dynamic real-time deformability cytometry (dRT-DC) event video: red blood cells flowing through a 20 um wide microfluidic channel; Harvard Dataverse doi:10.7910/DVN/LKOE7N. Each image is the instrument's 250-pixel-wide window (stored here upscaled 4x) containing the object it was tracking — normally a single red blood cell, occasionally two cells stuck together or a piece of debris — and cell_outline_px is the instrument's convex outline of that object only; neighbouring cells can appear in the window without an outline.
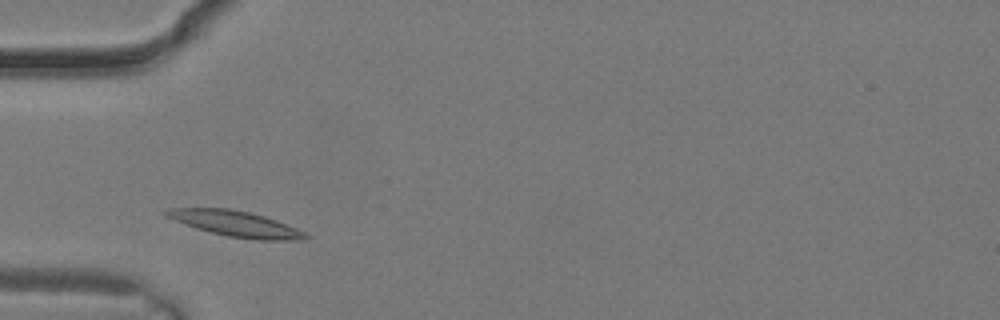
{"species": "common noctule bat (a hibernating species)", "species_latin": "Nyctalus noctula", "temperature_condition": "warm", "stored_images_in_passage": 1, "camera_frame_rate_fps": 3000, "um_per_image_px": 0.085, "animal": {"sex": "male", "body_mass_g": 19.2, "forearm_length_mm": 51.8}, "frame": {"image": 1, "passage_image": 1, "time_ms": 0.0, "image_size_px": [1000, 320], "cell_outline_px": [[308, 236], [304, 240], [260, 240], [228, 236], [196, 228], [164, 216], [164, 212], [168, 208], [228, 208], [248, 212], [264, 216], [276, 220], [296, 228], [304, 232]], "centroid_in_image_um": [20.02, 19.01], "position_along_channel_um": 65.0, "area_um2": 20.52}}